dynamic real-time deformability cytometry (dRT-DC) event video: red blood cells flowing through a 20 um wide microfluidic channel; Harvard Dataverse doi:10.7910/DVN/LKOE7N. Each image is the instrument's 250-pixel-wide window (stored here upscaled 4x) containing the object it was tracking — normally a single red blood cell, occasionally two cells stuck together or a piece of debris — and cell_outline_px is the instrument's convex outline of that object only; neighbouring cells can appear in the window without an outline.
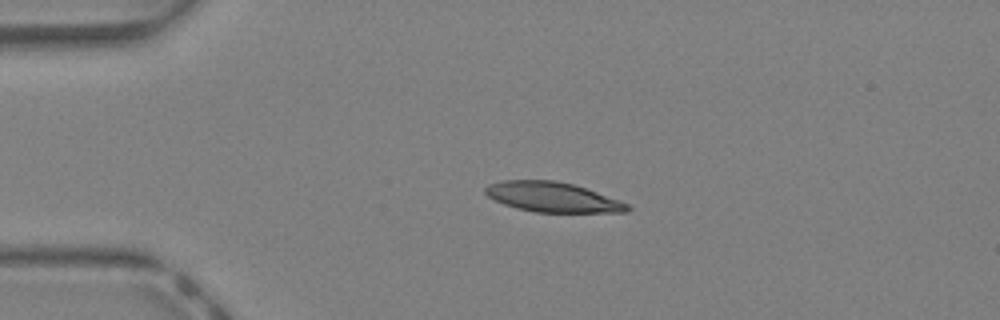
{"species": "Egyptian fruit bat (a non-hibernating species)", "species_latin": "Rousettus aegyptiacus", "temperature_condition": "warm", "stored_images_in_passage": 2, "camera_frame_rate_fps": 3000, "um_per_image_px": 0.085, "animal": {"sex": "female"}, "frame": {"image": 1, "passage_image": 1, "time_ms": 0.0, "image_size_px": [1000, 320], "cell_outline_px": [[632, 208], [628, 212], [536, 212], [516, 208], [504, 204], [488, 196], [484, 192], [484, 188], [488, 184], [504, 180], [556, 180], [572, 184], [596, 192], [628, 204]], "centroid_in_image_um": [46.93, 16.75], "position_along_channel_um": 38.1, "area_um2": 24.51}}